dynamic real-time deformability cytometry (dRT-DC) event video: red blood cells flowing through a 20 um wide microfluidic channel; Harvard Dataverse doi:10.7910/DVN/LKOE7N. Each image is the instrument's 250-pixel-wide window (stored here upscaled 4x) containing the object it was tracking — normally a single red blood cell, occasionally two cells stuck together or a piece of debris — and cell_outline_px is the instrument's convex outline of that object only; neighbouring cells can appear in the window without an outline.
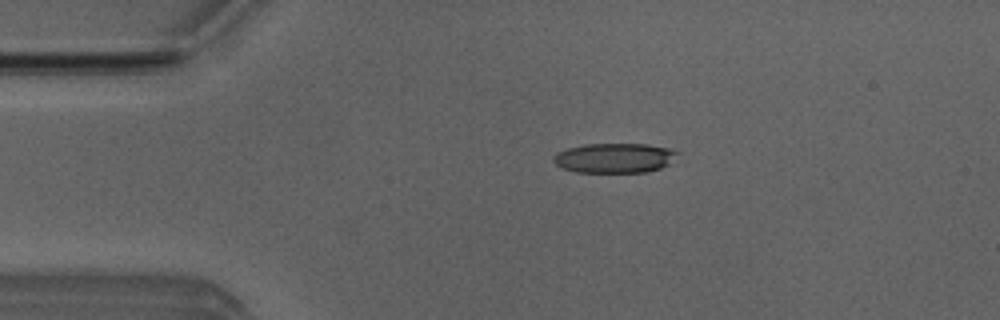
{"species": "Egyptian fruit bat (a non-hibernating species)", "species_latin": "Rousettus aegyptiacus", "temperature_condition": "room temperature", "stored_images_in_passage": 50, "camera_frame_rate_fps": 3000, "um_per_image_px": 0.085, "animal": {"sex": "male"}, "frame": {"image": 1, "passage_image": 9, "time_ms": 2.667, "image_size_px": [1000, 320], "cell_outline_px": [[680, 152], [668, 164], [660, 168], [648, 172], [576, 172], [560, 168], [552, 160], [552, 156], [556, 152], [568, 148], [584, 144], [648, 144], [668, 148]], "centroid_in_image_um": [52.19, 13.43], "position_along_channel_um": 32.8, "area_um2": 21.62}}
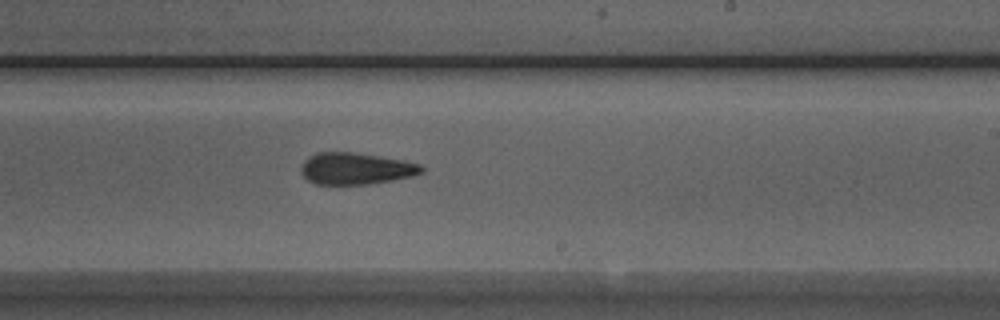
{"frame": {"image": 2, "passage_image": 29, "time_ms": 9.333, "image_size_px": [1000, 320], "cell_outline_px": [[424, 172], [412, 176], [392, 180], [368, 184], [316, 184], [308, 180], [300, 172], [300, 168], [304, 160], [308, 156], [316, 152], [352, 152], [380, 156], [404, 160], [420, 164], [424, 168]], "centroid_in_image_um": [30.23, 14.32], "position_along_channel_um": 258.8, "area_um2": 22.37}}
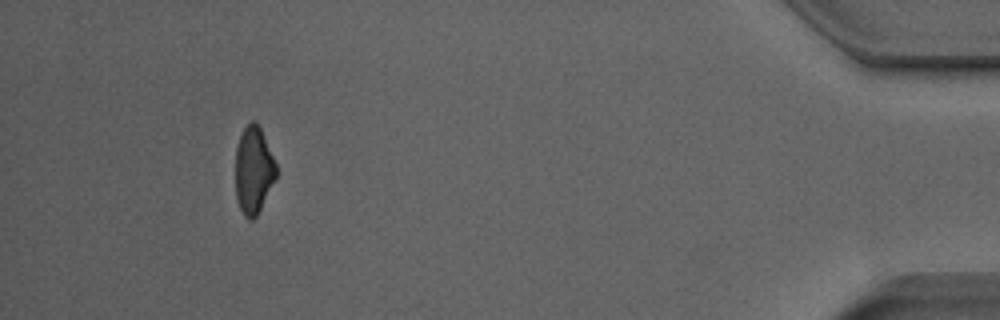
{"frame": {"image": 3, "passage_image": 46, "time_ms": 15.0, "image_size_px": [1000, 320], "cell_outline_px": [[276, 180], [256, 216], [252, 220], [248, 220], [244, 216], [240, 208], [236, 196], [236, 148], [240, 136], [244, 128], [252, 120], [256, 120], [260, 128], [276, 164]], "centroid_in_image_um": [21.55, 14.48], "position_along_channel_um": 413.6, "area_um2": 20.52}, "authors_computed_cell_mechanics": {"area_um2": 22.4842, "velocity_mm_per_s": 3.9956, "shape_relaxation_time_tau1_ms": null, "shape_relaxation_time_tau2_ms": 4.6722, "deformation_change_tau1": null, "deformation_change_tau2": 0.1673}}